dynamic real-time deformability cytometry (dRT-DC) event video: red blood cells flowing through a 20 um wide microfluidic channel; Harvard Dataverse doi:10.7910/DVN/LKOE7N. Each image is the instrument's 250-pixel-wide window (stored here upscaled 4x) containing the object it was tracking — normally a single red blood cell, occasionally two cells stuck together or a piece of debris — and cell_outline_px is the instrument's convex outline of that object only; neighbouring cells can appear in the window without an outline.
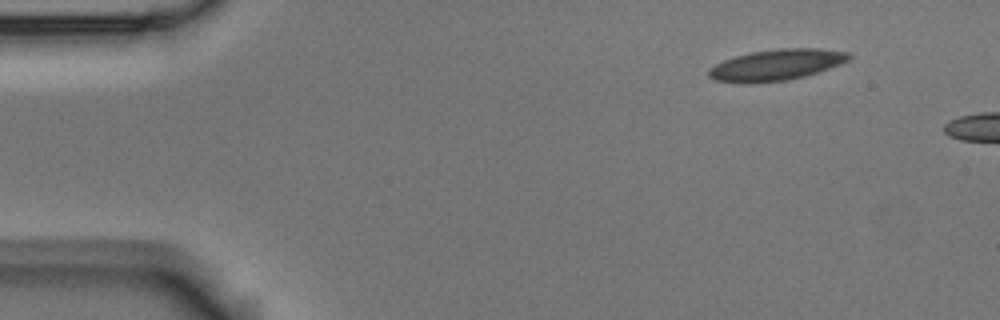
{"species": "Egyptian fruit bat (a non-hibernating species)", "species_latin": "Rousettus aegyptiacus", "temperature_condition": "room temperature", "stored_images_in_passage": 2, "camera_frame_rate_fps": 3000, "um_per_image_px": 0.085, "animal": {"sex": "male"}, "frame": {"image": 1, "passage_image": 1, "time_ms": 0.0, "image_size_px": [1000, 320], "cell_outline_px": [[852, 56], [848, 60], [840, 64], [804, 76], [784, 80], [716, 80], [708, 76], [708, 68], [724, 60], [736, 56], [752, 52], [776, 48], [820, 48], [852, 52]], "centroid_in_image_um": [66.09, 5.44], "position_along_channel_um": 18.9, "area_um2": 24.39}}